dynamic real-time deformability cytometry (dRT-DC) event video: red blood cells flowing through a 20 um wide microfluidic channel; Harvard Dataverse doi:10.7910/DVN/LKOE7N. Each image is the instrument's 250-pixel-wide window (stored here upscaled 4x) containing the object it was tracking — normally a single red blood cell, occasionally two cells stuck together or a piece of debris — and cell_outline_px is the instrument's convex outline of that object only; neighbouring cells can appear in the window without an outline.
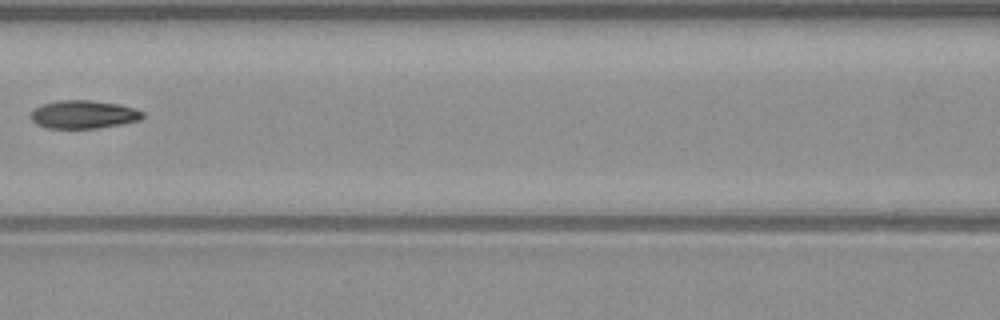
{"species": "common noctule bat (a hibernating species)", "species_latin": "Nyctalus noctula", "temperature_condition": "warm", "stored_images_in_passage": 7, "camera_frame_rate_fps": 3000, "um_per_image_px": 0.085, "animal": {"sex": "male", "body_mass_g": 23.1, "forearm_length_mm": 52.7}, "frame": {"image": 1, "passage_image": 7, "time_ms": 7.0, "image_size_px": [1000, 320], "cell_outline_px": [[144, 116], [140, 120], [100, 128], [44, 128], [36, 124], [28, 116], [32, 108], [40, 104], [60, 100], [88, 100], [120, 104], [144, 112]], "centroid_in_image_um": [7.03, 9.73], "position_along_channel_um": 159.6, "area_um2": 18.61}}